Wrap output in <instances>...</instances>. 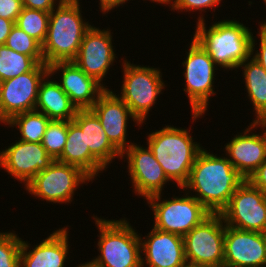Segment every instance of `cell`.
I'll list each match as a JSON object with an SVG mask.
<instances>
[{
  "instance_id": "cell-1",
  "label": "cell",
  "mask_w": 266,
  "mask_h": 267,
  "mask_svg": "<svg viewBox=\"0 0 266 267\" xmlns=\"http://www.w3.org/2000/svg\"><path fill=\"white\" fill-rule=\"evenodd\" d=\"M246 178L236 170L226 156H217L202 149L182 187L211 213H220Z\"/></svg>"
},
{
  "instance_id": "cell-2",
  "label": "cell",
  "mask_w": 266,
  "mask_h": 267,
  "mask_svg": "<svg viewBox=\"0 0 266 267\" xmlns=\"http://www.w3.org/2000/svg\"><path fill=\"white\" fill-rule=\"evenodd\" d=\"M205 22L196 23L193 38L220 69L227 72L238 69L244 60L251 57L252 29L234 19L215 21L209 27Z\"/></svg>"
},
{
  "instance_id": "cell-3",
  "label": "cell",
  "mask_w": 266,
  "mask_h": 267,
  "mask_svg": "<svg viewBox=\"0 0 266 267\" xmlns=\"http://www.w3.org/2000/svg\"><path fill=\"white\" fill-rule=\"evenodd\" d=\"M191 135L188 129L166 124L147 135L146 145L177 188L187 183L194 161L203 149Z\"/></svg>"
},
{
  "instance_id": "cell-4",
  "label": "cell",
  "mask_w": 266,
  "mask_h": 267,
  "mask_svg": "<svg viewBox=\"0 0 266 267\" xmlns=\"http://www.w3.org/2000/svg\"><path fill=\"white\" fill-rule=\"evenodd\" d=\"M80 0H62L49 16L47 36L42 54L47 65L58 61H73L85 33L92 27L82 16Z\"/></svg>"
},
{
  "instance_id": "cell-5",
  "label": "cell",
  "mask_w": 266,
  "mask_h": 267,
  "mask_svg": "<svg viewBox=\"0 0 266 267\" xmlns=\"http://www.w3.org/2000/svg\"><path fill=\"white\" fill-rule=\"evenodd\" d=\"M92 217L99 232V254L90 262L98 267H142L141 234L129 220Z\"/></svg>"
},
{
  "instance_id": "cell-6",
  "label": "cell",
  "mask_w": 266,
  "mask_h": 267,
  "mask_svg": "<svg viewBox=\"0 0 266 267\" xmlns=\"http://www.w3.org/2000/svg\"><path fill=\"white\" fill-rule=\"evenodd\" d=\"M121 60H123V84L120 94L117 95L143 125L158 96L166 87L162 73L156 67L136 65L124 58Z\"/></svg>"
},
{
  "instance_id": "cell-7",
  "label": "cell",
  "mask_w": 266,
  "mask_h": 267,
  "mask_svg": "<svg viewBox=\"0 0 266 267\" xmlns=\"http://www.w3.org/2000/svg\"><path fill=\"white\" fill-rule=\"evenodd\" d=\"M186 53V59L182 62L185 79L183 91L189 99L192 121L196 122L197 118L206 113L210 97L216 93L213 84L216 79L215 72L219 68L194 38L191 39Z\"/></svg>"
},
{
  "instance_id": "cell-8",
  "label": "cell",
  "mask_w": 266,
  "mask_h": 267,
  "mask_svg": "<svg viewBox=\"0 0 266 267\" xmlns=\"http://www.w3.org/2000/svg\"><path fill=\"white\" fill-rule=\"evenodd\" d=\"M185 191L183 196H172L162 200V195L148 197L147 204L153 211V227L184 237L195 226L207 218L208 211L192 194ZM150 204V205H149Z\"/></svg>"
},
{
  "instance_id": "cell-9",
  "label": "cell",
  "mask_w": 266,
  "mask_h": 267,
  "mask_svg": "<svg viewBox=\"0 0 266 267\" xmlns=\"http://www.w3.org/2000/svg\"><path fill=\"white\" fill-rule=\"evenodd\" d=\"M225 223L220 213H211L184 237L188 267H223Z\"/></svg>"
},
{
  "instance_id": "cell-10",
  "label": "cell",
  "mask_w": 266,
  "mask_h": 267,
  "mask_svg": "<svg viewBox=\"0 0 266 267\" xmlns=\"http://www.w3.org/2000/svg\"><path fill=\"white\" fill-rule=\"evenodd\" d=\"M93 180L80 168L54 161L41 170L26 187L29 194L51 203H71L80 184L86 185Z\"/></svg>"
},
{
  "instance_id": "cell-11",
  "label": "cell",
  "mask_w": 266,
  "mask_h": 267,
  "mask_svg": "<svg viewBox=\"0 0 266 267\" xmlns=\"http://www.w3.org/2000/svg\"><path fill=\"white\" fill-rule=\"evenodd\" d=\"M49 73V65L39 63L32 71L1 82L0 123L35 110L40 82Z\"/></svg>"
},
{
  "instance_id": "cell-12",
  "label": "cell",
  "mask_w": 266,
  "mask_h": 267,
  "mask_svg": "<svg viewBox=\"0 0 266 267\" xmlns=\"http://www.w3.org/2000/svg\"><path fill=\"white\" fill-rule=\"evenodd\" d=\"M220 214L227 226L266 233V195L248 180L235 190Z\"/></svg>"
},
{
  "instance_id": "cell-13",
  "label": "cell",
  "mask_w": 266,
  "mask_h": 267,
  "mask_svg": "<svg viewBox=\"0 0 266 267\" xmlns=\"http://www.w3.org/2000/svg\"><path fill=\"white\" fill-rule=\"evenodd\" d=\"M121 159L127 160V172L136 196L147 199L156 194H163L164 186L171 183L148 146L144 148L143 145L133 143L122 153Z\"/></svg>"
},
{
  "instance_id": "cell-14",
  "label": "cell",
  "mask_w": 266,
  "mask_h": 267,
  "mask_svg": "<svg viewBox=\"0 0 266 267\" xmlns=\"http://www.w3.org/2000/svg\"><path fill=\"white\" fill-rule=\"evenodd\" d=\"M113 32L110 29H99L94 25L85 33L80 49L73 62L88 76L96 79L106 89L104 78L110 72L115 61L116 50L113 48ZM109 70V71H108Z\"/></svg>"
},
{
  "instance_id": "cell-15",
  "label": "cell",
  "mask_w": 266,
  "mask_h": 267,
  "mask_svg": "<svg viewBox=\"0 0 266 267\" xmlns=\"http://www.w3.org/2000/svg\"><path fill=\"white\" fill-rule=\"evenodd\" d=\"M249 125L243 133H237L223 147L229 162L246 180L266 160L265 122L252 121ZM257 127L262 129L259 134L253 133Z\"/></svg>"
},
{
  "instance_id": "cell-16",
  "label": "cell",
  "mask_w": 266,
  "mask_h": 267,
  "mask_svg": "<svg viewBox=\"0 0 266 267\" xmlns=\"http://www.w3.org/2000/svg\"><path fill=\"white\" fill-rule=\"evenodd\" d=\"M10 145L0 151V167L25 187L54 162L41 143L16 140Z\"/></svg>"
},
{
  "instance_id": "cell-17",
  "label": "cell",
  "mask_w": 266,
  "mask_h": 267,
  "mask_svg": "<svg viewBox=\"0 0 266 267\" xmlns=\"http://www.w3.org/2000/svg\"><path fill=\"white\" fill-rule=\"evenodd\" d=\"M116 94L107 88L90 110L99 118L111 144L122 154L133 144L126 137L128 121L131 118L139 127L141 123Z\"/></svg>"
},
{
  "instance_id": "cell-18",
  "label": "cell",
  "mask_w": 266,
  "mask_h": 267,
  "mask_svg": "<svg viewBox=\"0 0 266 267\" xmlns=\"http://www.w3.org/2000/svg\"><path fill=\"white\" fill-rule=\"evenodd\" d=\"M223 267H266V233L225 224Z\"/></svg>"
},
{
  "instance_id": "cell-19",
  "label": "cell",
  "mask_w": 266,
  "mask_h": 267,
  "mask_svg": "<svg viewBox=\"0 0 266 267\" xmlns=\"http://www.w3.org/2000/svg\"><path fill=\"white\" fill-rule=\"evenodd\" d=\"M59 71V72H58ZM61 72V73H60ZM52 77L60 73V84L77 110L91 109L106 88L88 76L73 61H58L49 65ZM55 73V74H54Z\"/></svg>"
},
{
  "instance_id": "cell-20",
  "label": "cell",
  "mask_w": 266,
  "mask_h": 267,
  "mask_svg": "<svg viewBox=\"0 0 266 267\" xmlns=\"http://www.w3.org/2000/svg\"><path fill=\"white\" fill-rule=\"evenodd\" d=\"M140 240L142 267H188L182 236L153 227Z\"/></svg>"
},
{
  "instance_id": "cell-21",
  "label": "cell",
  "mask_w": 266,
  "mask_h": 267,
  "mask_svg": "<svg viewBox=\"0 0 266 267\" xmlns=\"http://www.w3.org/2000/svg\"><path fill=\"white\" fill-rule=\"evenodd\" d=\"M67 227L53 231L46 239L34 245L32 250L31 244L22 239L20 267H64L71 247Z\"/></svg>"
},
{
  "instance_id": "cell-22",
  "label": "cell",
  "mask_w": 266,
  "mask_h": 267,
  "mask_svg": "<svg viewBox=\"0 0 266 267\" xmlns=\"http://www.w3.org/2000/svg\"><path fill=\"white\" fill-rule=\"evenodd\" d=\"M84 134L85 148L105 168L122 154L109 141L99 118L90 110H77L72 120ZM113 160V161H112Z\"/></svg>"
},
{
  "instance_id": "cell-23",
  "label": "cell",
  "mask_w": 266,
  "mask_h": 267,
  "mask_svg": "<svg viewBox=\"0 0 266 267\" xmlns=\"http://www.w3.org/2000/svg\"><path fill=\"white\" fill-rule=\"evenodd\" d=\"M51 77L48 73L40 82L35 110L43 113L50 120L72 121L77 108L71 103L69 96L57 80H52Z\"/></svg>"
},
{
  "instance_id": "cell-24",
  "label": "cell",
  "mask_w": 266,
  "mask_h": 267,
  "mask_svg": "<svg viewBox=\"0 0 266 267\" xmlns=\"http://www.w3.org/2000/svg\"><path fill=\"white\" fill-rule=\"evenodd\" d=\"M56 161L80 168L92 180L106 170L85 148L84 134L73 121H68L67 142Z\"/></svg>"
},
{
  "instance_id": "cell-25",
  "label": "cell",
  "mask_w": 266,
  "mask_h": 267,
  "mask_svg": "<svg viewBox=\"0 0 266 267\" xmlns=\"http://www.w3.org/2000/svg\"><path fill=\"white\" fill-rule=\"evenodd\" d=\"M241 68L243 80L245 81L247 97L253 105L255 111L254 120L262 122L266 120V71L252 57L244 60L238 67Z\"/></svg>"
},
{
  "instance_id": "cell-26",
  "label": "cell",
  "mask_w": 266,
  "mask_h": 267,
  "mask_svg": "<svg viewBox=\"0 0 266 267\" xmlns=\"http://www.w3.org/2000/svg\"><path fill=\"white\" fill-rule=\"evenodd\" d=\"M50 121L43 113L33 110L14 116L5 125L19 130L21 136L19 140L41 143Z\"/></svg>"
},
{
  "instance_id": "cell-27",
  "label": "cell",
  "mask_w": 266,
  "mask_h": 267,
  "mask_svg": "<svg viewBox=\"0 0 266 267\" xmlns=\"http://www.w3.org/2000/svg\"><path fill=\"white\" fill-rule=\"evenodd\" d=\"M38 64L33 57L16 52L6 45H0L1 82L32 71Z\"/></svg>"
},
{
  "instance_id": "cell-28",
  "label": "cell",
  "mask_w": 266,
  "mask_h": 267,
  "mask_svg": "<svg viewBox=\"0 0 266 267\" xmlns=\"http://www.w3.org/2000/svg\"><path fill=\"white\" fill-rule=\"evenodd\" d=\"M50 12L22 8L15 25L25 31L29 36L37 40L41 45L44 43L49 26Z\"/></svg>"
},
{
  "instance_id": "cell-29",
  "label": "cell",
  "mask_w": 266,
  "mask_h": 267,
  "mask_svg": "<svg viewBox=\"0 0 266 267\" xmlns=\"http://www.w3.org/2000/svg\"><path fill=\"white\" fill-rule=\"evenodd\" d=\"M5 45L16 52L33 57L38 63H45L42 45L17 25L12 28Z\"/></svg>"
},
{
  "instance_id": "cell-30",
  "label": "cell",
  "mask_w": 266,
  "mask_h": 267,
  "mask_svg": "<svg viewBox=\"0 0 266 267\" xmlns=\"http://www.w3.org/2000/svg\"><path fill=\"white\" fill-rule=\"evenodd\" d=\"M68 121L51 120L42 139V146L56 161L62 154L67 142Z\"/></svg>"
},
{
  "instance_id": "cell-31",
  "label": "cell",
  "mask_w": 266,
  "mask_h": 267,
  "mask_svg": "<svg viewBox=\"0 0 266 267\" xmlns=\"http://www.w3.org/2000/svg\"><path fill=\"white\" fill-rule=\"evenodd\" d=\"M22 238L13 232H0V267H20Z\"/></svg>"
},
{
  "instance_id": "cell-32",
  "label": "cell",
  "mask_w": 266,
  "mask_h": 267,
  "mask_svg": "<svg viewBox=\"0 0 266 267\" xmlns=\"http://www.w3.org/2000/svg\"><path fill=\"white\" fill-rule=\"evenodd\" d=\"M222 0H170L169 6L172 10H175L179 13L180 11L184 12H196L200 11V15L197 18V22L205 21L204 17L205 15L201 14L202 12H206L207 9H218V6ZM195 10V11H194Z\"/></svg>"
},
{
  "instance_id": "cell-33",
  "label": "cell",
  "mask_w": 266,
  "mask_h": 267,
  "mask_svg": "<svg viewBox=\"0 0 266 267\" xmlns=\"http://www.w3.org/2000/svg\"><path fill=\"white\" fill-rule=\"evenodd\" d=\"M22 8L21 0H0V17L16 22Z\"/></svg>"
},
{
  "instance_id": "cell-34",
  "label": "cell",
  "mask_w": 266,
  "mask_h": 267,
  "mask_svg": "<svg viewBox=\"0 0 266 267\" xmlns=\"http://www.w3.org/2000/svg\"><path fill=\"white\" fill-rule=\"evenodd\" d=\"M258 37L260 38L259 39L260 43H259V50L256 51L255 49L258 48L255 47V45H257V43L255 42L257 41H255L256 38L253 35L251 57L254 58L266 71V34L259 30L257 38Z\"/></svg>"
},
{
  "instance_id": "cell-35",
  "label": "cell",
  "mask_w": 266,
  "mask_h": 267,
  "mask_svg": "<svg viewBox=\"0 0 266 267\" xmlns=\"http://www.w3.org/2000/svg\"><path fill=\"white\" fill-rule=\"evenodd\" d=\"M62 0H21L24 8L51 12Z\"/></svg>"
},
{
  "instance_id": "cell-36",
  "label": "cell",
  "mask_w": 266,
  "mask_h": 267,
  "mask_svg": "<svg viewBox=\"0 0 266 267\" xmlns=\"http://www.w3.org/2000/svg\"><path fill=\"white\" fill-rule=\"evenodd\" d=\"M266 195V160L247 179Z\"/></svg>"
},
{
  "instance_id": "cell-37",
  "label": "cell",
  "mask_w": 266,
  "mask_h": 267,
  "mask_svg": "<svg viewBox=\"0 0 266 267\" xmlns=\"http://www.w3.org/2000/svg\"><path fill=\"white\" fill-rule=\"evenodd\" d=\"M127 1L131 0H99V6L102 14H108L109 11L118 8L120 6H124Z\"/></svg>"
},
{
  "instance_id": "cell-38",
  "label": "cell",
  "mask_w": 266,
  "mask_h": 267,
  "mask_svg": "<svg viewBox=\"0 0 266 267\" xmlns=\"http://www.w3.org/2000/svg\"><path fill=\"white\" fill-rule=\"evenodd\" d=\"M15 22L0 17V45H5Z\"/></svg>"
},
{
  "instance_id": "cell-39",
  "label": "cell",
  "mask_w": 266,
  "mask_h": 267,
  "mask_svg": "<svg viewBox=\"0 0 266 267\" xmlns=\"http://www.w3.org/2000/svg\"><path fill=\"white\" fill-rule=\"evenodd\" d=\"M76 267H98V266H96L95 264H93L92 262H85V263H81V264H79L78 266H76Z\"/></svg>"
},
{
  "instance_id": "cell-40",
  "label": "cell",
  "mask_w": 266,
  "mask_h": 267,
  "mask_svg": "<svg viewBox=\"0 0 266 267\" xmlns=\"http://www.w3.org/2000/svg\"><path fill=\"white\" fill-rule=\"evenodd\" d=\"M149 1H150V2H153V3H154V2H155V3L157 2V4H159V5H160V4H164V6H165V5H169V3H170V0H149Z\"/></svg>"
},
{
  "instance_id": "cell-41",
  "label": "cell",
  "mask_w": 266,
  "mask_h": 267,
  "mask_svg": "<svg viewBox=\"0 0 266 267\" xmlns=\"http://www.w3.org/2000/svg\"><path fill=\"white\" fill-rule=\"evenodd\" d=\"M266 20V19H265ZM263 21V22H261L260 24H259V29L258 30H260V31H262L263 33H265L266 34V21Z\"/></svg>"
}]
</instances>
